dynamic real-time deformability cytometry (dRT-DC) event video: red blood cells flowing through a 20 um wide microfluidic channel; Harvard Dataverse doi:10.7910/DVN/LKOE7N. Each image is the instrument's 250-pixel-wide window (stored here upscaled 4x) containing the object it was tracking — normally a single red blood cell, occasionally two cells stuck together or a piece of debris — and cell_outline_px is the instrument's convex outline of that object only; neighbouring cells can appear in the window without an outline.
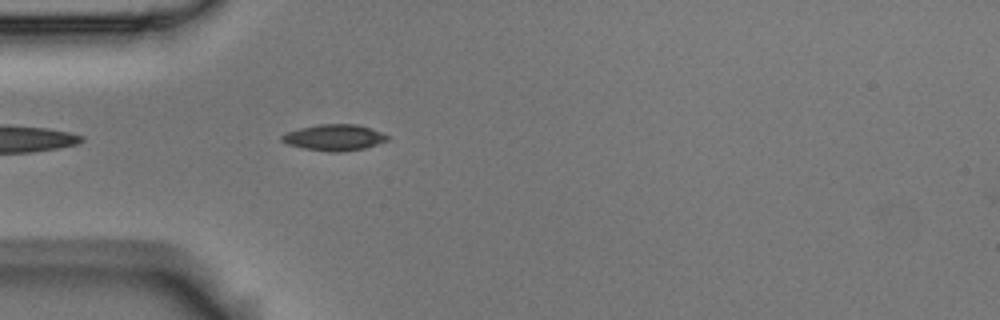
{"species": "Egyptian fruit bat (a non-hibernating species)", "species_latin": "Rousettus aegyptiacus", "temperature_condition": "room temperature", "stored_images_in_passage": 8, "camera_frame_rate_fps": 3000, "um_per_image_px": 0.085, "animal": {"sex": "male"}, "frame": {"image": 1, "passage_image": 5, "time_ms": 1.333, "image_size_px": [1000, 320], "cell_outline_px": [[388, 140], [364, 148], [340, 152], [328, 152], [304, 148], [288, 144], [280, 140], [280, 136], [288, 132], [300, 128], [320, 124], [356, 124], [380, 132], [388, 136]], "centroid_in_image_um": [28.38, 11.69], "position_along_channel_um": 56.6, "area_um2": 15.84}}